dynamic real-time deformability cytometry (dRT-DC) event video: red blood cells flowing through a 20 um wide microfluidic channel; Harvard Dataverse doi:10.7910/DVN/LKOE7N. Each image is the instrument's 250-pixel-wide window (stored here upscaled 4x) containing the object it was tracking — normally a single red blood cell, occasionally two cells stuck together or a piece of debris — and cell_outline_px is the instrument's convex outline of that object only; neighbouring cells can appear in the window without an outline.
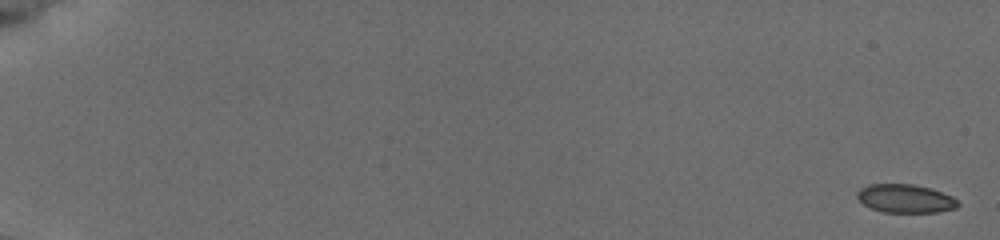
{"species": "common noctule bat (a hibernating species)", "species_latin": "Nyctalus noctula", "temperature_condition": "cold", "stored_images_in_passage": 9, "camera_frame_rate_fps": 3000, "um_per_image_px": 0.085, "animal": {"sex": "female", "body_mass_g": 19.5, "forearm_length_mm": 54.1}, "frame": {"image": 1, "passage_image": 1, "time_ms": 0.0, "image_size_px": [1000, 240], "cell_outline_px": [[960, 204], [956, 208], [936, 212], [884, 212], [872, 208], [864, 204], [856, 196], [856, 192], [860, 188], [868, 184], [912, 184], [928, 188], [952, 196]], "centroid_in_image_um": [76.93, 16.87], "position_along_channel_um": 8.1, "area_um2": 16.53}}
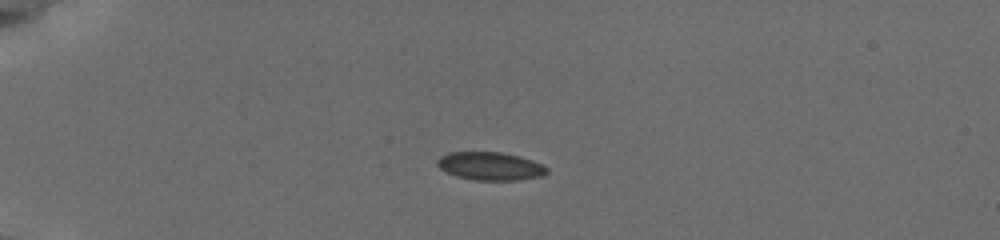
{"frame": {"image": 2, "passage_image": 6, "time_ms": 5.0, "image_size_px": [1000, 240], "cell_outline_px": [[548, 172], [540, 176], [516, 180], [476, 180], [456, 176], [440, 168], [436, 164], [436, 160], [440, 156], [448, 152], [500, 152], [516, 156], [540, 164], [548, 168]], "centroid_in_image_um": [41.61, 14.12], "position_along_channel_um": 43.4, "area_um2": 17.63}}
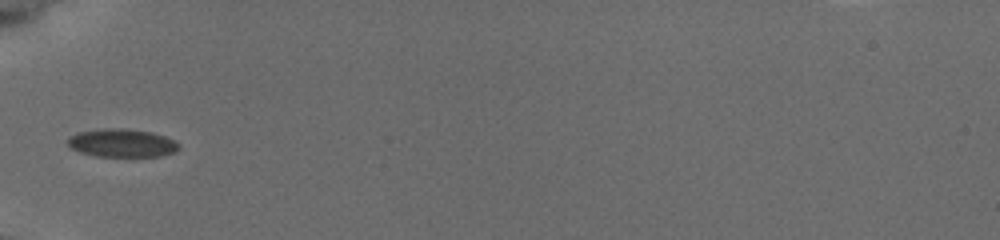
{"frame": {"image": 3, "passage_image": 8, "time_ms": 7.0, "image_size_px": [1000, 240], "cell_outline_px": [[176, 152], [160, 156], [96, 156], [80, 152], [72, 148], [68, 144], [68, 140], [72, 136], [80, 132], [120, 128], [148, 132], [164, 136], [172, 140], [176, 144]], "centroid_in_image_um": [10.36, 12.18], "position_along_channel_um": 74.6, "area_um2": 17.46}}